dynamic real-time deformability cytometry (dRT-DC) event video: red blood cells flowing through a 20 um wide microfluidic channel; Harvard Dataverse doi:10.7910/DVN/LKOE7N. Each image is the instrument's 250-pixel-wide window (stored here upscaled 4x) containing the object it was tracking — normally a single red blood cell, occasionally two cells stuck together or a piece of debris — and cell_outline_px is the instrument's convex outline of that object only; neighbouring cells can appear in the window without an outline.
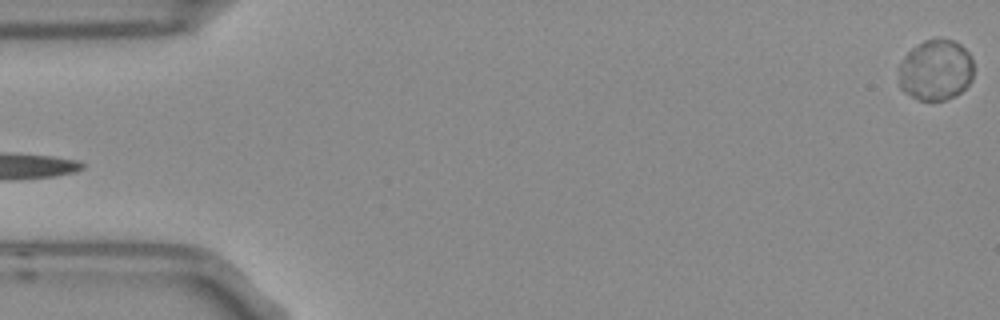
{"species": "Egyptian fruit bat (a non-hibernating species)", "species_latin": "Rousettus aegyptiacus", "temperature_condition": "room temperature", "stored_images_in_passage": 5, "segment_of_instrument_passage": [2, 2], "camera_frame_rate_fps": 3000, "um_per_image_px": 0.085, "frame": {"image": 1, "passage_image": 5, "time_ms": 1.333, "image_size_px": [1000, 320], "cell_outline_px": [[972, 80], [956, 96], [944, 100], [920, 100], [904, 92], [900, 88], [900, 64], [904, 56], [912, 48], [924, 40], [940, 36], [956, 40], [968, 52], [972, 60]], "centroid_in_image_um": [79.55, 5.92], "position_along_channel_um": 5.5, "area_um2": 26.76}}